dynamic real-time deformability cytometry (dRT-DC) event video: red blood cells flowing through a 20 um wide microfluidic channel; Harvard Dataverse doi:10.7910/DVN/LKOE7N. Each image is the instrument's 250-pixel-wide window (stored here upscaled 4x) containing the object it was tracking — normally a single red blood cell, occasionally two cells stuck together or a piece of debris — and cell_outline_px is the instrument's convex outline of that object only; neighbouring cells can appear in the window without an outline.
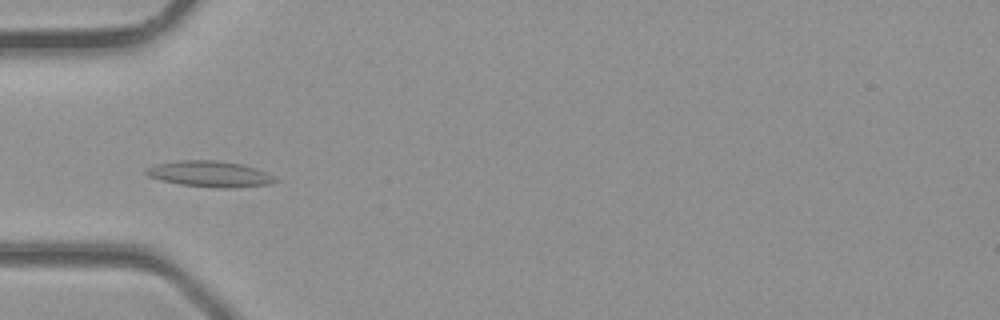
{"species": "common noctule bat (a hibernating species)", "species_latin": "Nyctalus noctula", "temperature_condition": "room temperature", "stored_images_in_passage": 31, "camera_frame_rate_fps": 3000, "um_per_image_px": 0.085, "animal": {"sex": "male", "body_mass_g": 23.1, "forearm_length_mm": 52.7}, "frame": {"image": 1, "passage_image": 6, "time_ms": 1.667, "image_size_px": [1000, 320], "cell_outline_px": [[280, 180], [272, 184], [228, 188], [224, 188], [180, 184], [160, 180], [148, 176], [144, 172], [144, 168], [156, 164], [176, 160], [216, 160], [240, 164], [256, 168]], "centroid_in_image_um": [17.8, 14.78], "position_along_channel_um": 67.2, "area_um2": 19.48}}
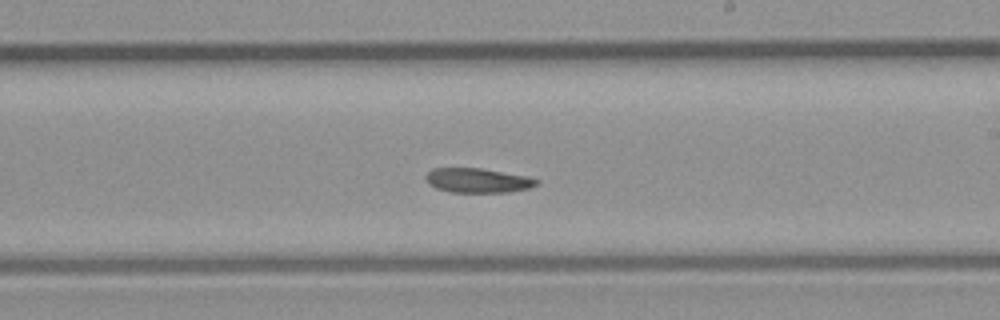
{"frame": {"image": 2, "passage_image": 16, "time_ms": 5.0, "image_size_px": [1000, 320], "cell_outline_px": [[540, 180], [536, 184], [528, 188], [508, 192], [448, 192], [436, 188], [428, 184], [424, 176], [432, 168], [480, 168], [524, 176]], "centroid_in_image_um": [40.53, 15.34], "position_along_channel_um": 248.5, "area_um2": 15.66}}
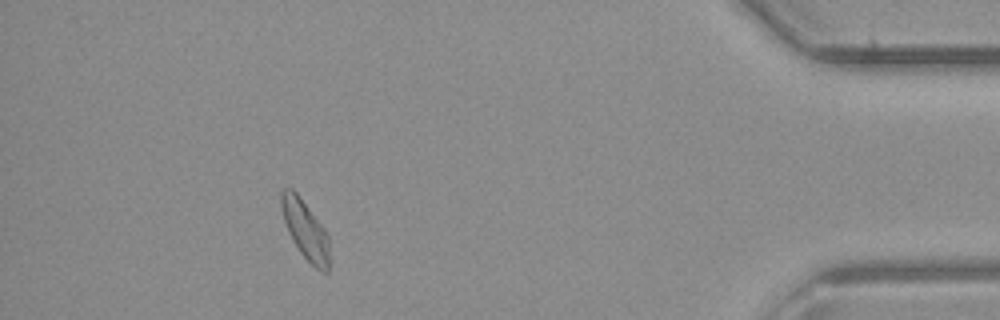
{"frame": {"image": 3, "passage_image": 28, "time_ms": 9.0, "image_size_px": [1000, 320], "cell_outline_px": [[328, 272], [324, 272], [316, 268], [300, 252], [292, 240], [288, 232], [280, 208], [280, 192], [284, 188], [292, 188], [296, 192], [328, 232]], "centroid_in_image_um": [25.92, 19.49], "position_along_channel_um": 409.3, "area_um2": 16.42}}